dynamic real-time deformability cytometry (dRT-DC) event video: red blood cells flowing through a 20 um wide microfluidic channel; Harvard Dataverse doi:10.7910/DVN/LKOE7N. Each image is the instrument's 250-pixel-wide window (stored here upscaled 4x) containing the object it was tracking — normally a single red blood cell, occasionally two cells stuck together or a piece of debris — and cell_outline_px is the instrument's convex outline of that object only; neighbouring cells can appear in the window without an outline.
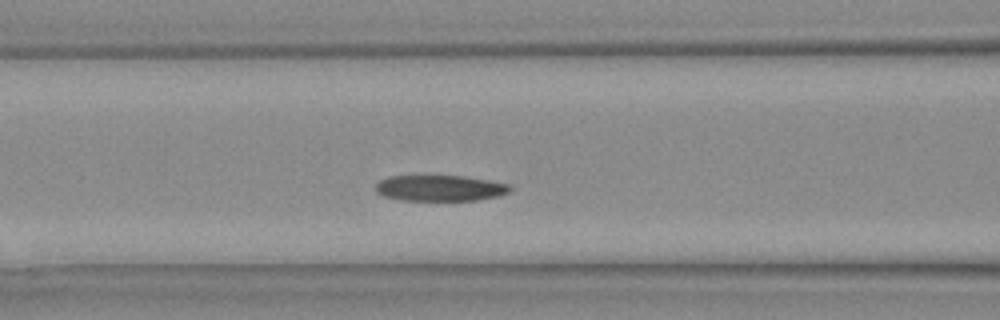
{"species": "Egyptian fruit bat (a non-hibernating species)", "species_latin": "Rousettus aegyptiacus", "temperature_condition": "warm", "stored_images_in_passage": 23, "camera_frame_rate_fps": 3000, "um_per_image_px": 0.085, "animal": {"sex": "female"}, "frame": {"image": 1, "passage_image": 4, "time_ms": 1.0, "image_size_px": [1000, 320], "cell_outline_px": [[512, 188], [508, 192], [496, 196], [476, 200], [400, 200], [384, 196], [376, 192], [376, 184], [380, 180], [388, 176], [464, 176], [512, 184]], "centroid_in_image_um": [37.4, 15.98], "position_along_channel_um": 129.2, "area_um2": 20.23}}
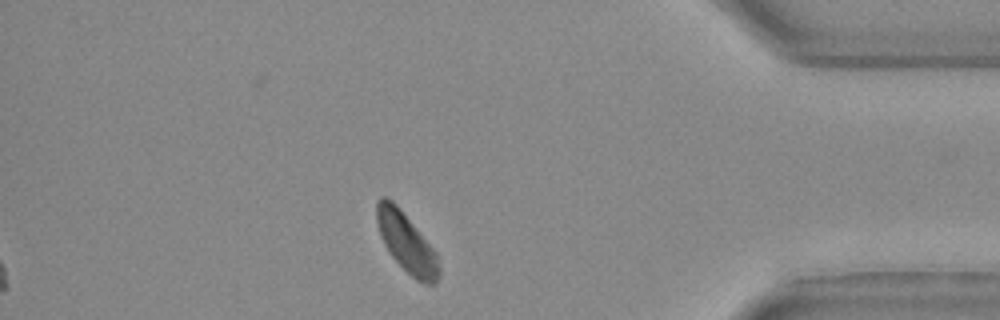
{"frame": {"image": 2, "passage_image": 23, "time_ms": 7.333, "image_size_px": [1000, 320], "cell_outline_px": [[440, 276], [436, 284], [428, 284], [416, 280], [392, 256], [384, 244], [380, 236], [376, 220], [376, 200], [380, 196], [384, 196], [392, 200], [436, 252], [440, 268]], "centroid_in_image_um": [34.54, 20.62], "position_along_channel_um": 400.7, "area_um2": 21.21}}